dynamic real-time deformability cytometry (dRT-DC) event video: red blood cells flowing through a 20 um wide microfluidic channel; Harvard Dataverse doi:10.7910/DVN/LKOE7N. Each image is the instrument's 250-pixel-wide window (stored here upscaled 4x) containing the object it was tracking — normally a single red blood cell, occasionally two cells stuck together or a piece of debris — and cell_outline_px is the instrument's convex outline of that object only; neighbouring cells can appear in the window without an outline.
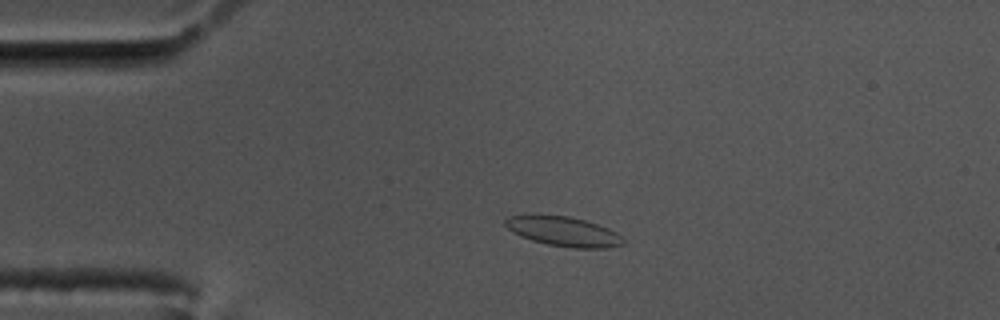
{"species": "common noctule bat (a hibernating species)", "species_latin": "Nyctalus noctula", "temperature_condition": "cold", "stored_images_in_passage": 46, "camera_frame_rate_fps": 3000, "um_per_image_px": 0.085, "animal": {"sex": "male", "body_mass_g": 17.5, "forearm_length_mm": 52.3}, "frame": {"image": 1, "passage_image": 1, "time_ms": 0.0, "image_size_px": [1000, 320], "cell_outline_px": [[624, 244], [608, 248], [572, 248], [548, 244], [532, 240], [520, 236], [512, 232], [504, 224], [504, 220], [508, 216], [568, 216], [584, 220], [608, 228], [616, 232], [624, 240]], "centroid_in_image_um": [47.91, 19.69], "position_along_channel_um": 37.1, "area_um2": 20.0}}
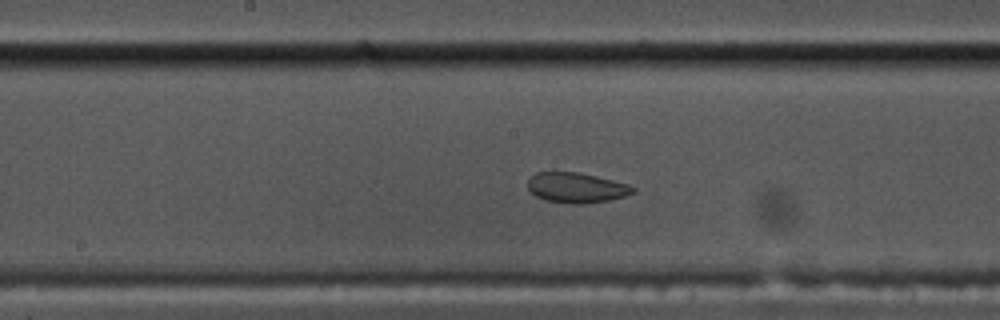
{"frame": {"image": 2, "passage_image": 18, "time_ms": 5.667, "image_size_px": [1000, 320], "cell_outline_px": [[636, 192], [624, 196], [608, 200], [584, 204], [572, 204], [548, 200], [536, 196], [528, 188], [528, 180], [536, 172], [552, 168], [576, 172], [596, 176], [628, 184], [636, 188]], "centroid_in_image_um": [48.96, 15.91], "position_along_channel_um": 199.2, "area_um2": 18.9}}
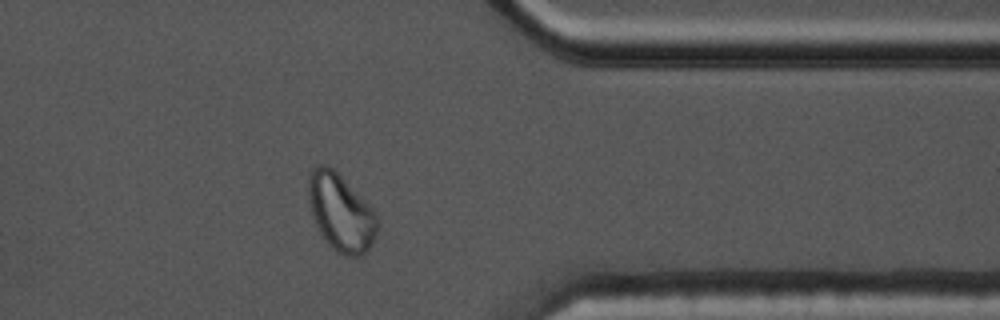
{"frame": {"image": 3, "passage_image": 35, "time_ms": 11.333, "image_size_px": [1000, 320], "cell_outline_px": [[380, 224], [376, 236], [368, 248], [360, 256], [344, 256], [336, 252], [328, 244], [316, 228], [312, 216], [308, 200], [308, 176], [312, 168], [316, 164], [328, 164], [376, 212]], "centroid_in_image_um": [28.95, 18.07], "position_along_channel_um": 382.5, "area_um2": 31.21}}